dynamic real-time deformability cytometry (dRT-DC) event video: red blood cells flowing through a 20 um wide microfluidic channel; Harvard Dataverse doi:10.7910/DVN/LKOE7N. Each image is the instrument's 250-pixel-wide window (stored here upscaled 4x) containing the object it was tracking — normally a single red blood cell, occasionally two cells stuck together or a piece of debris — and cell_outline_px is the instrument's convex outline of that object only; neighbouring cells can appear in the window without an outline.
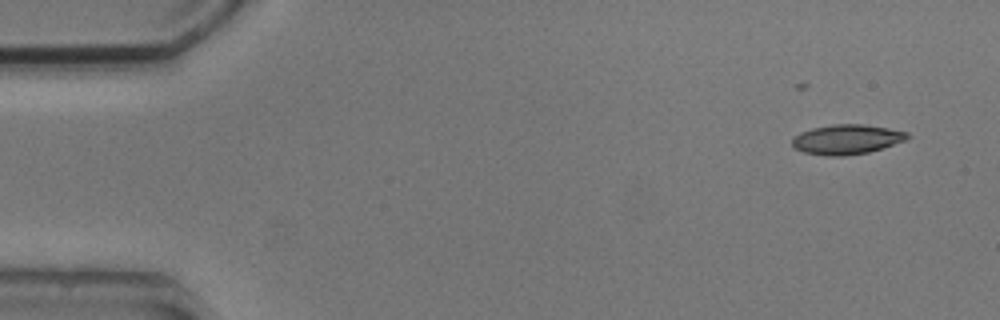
{"species": "common noctule bat (a hibernating species)", "species_latin": "Nyctalus noctula", "temperature_condition": "cold", "stored_images_in_passage": 5, "camera_frame_rate_fps": 3000, "um_per_image_px": 0.085, "animal": {"sex": "male", "body_mass_g": 20.5, "forearm_length_mm": 52.5}, "frame": {"image": 1, "passage_image": 2, "time_ms": 1.333, "image_size_px": [1000, 320], "cell_outline_px": [[908, 136], [904, 140], [868, 152], [844, 156], [828, 156], [804, 152], [792, 148], [792, 140], [800, 132], [812, 128], [832, 124], [864, 124], [888, 128], [908, 132]], "centroid_in_image_um": [71.91, 11.84], "position_along_channel_um": 13.1, "area_um2": 19.77}}
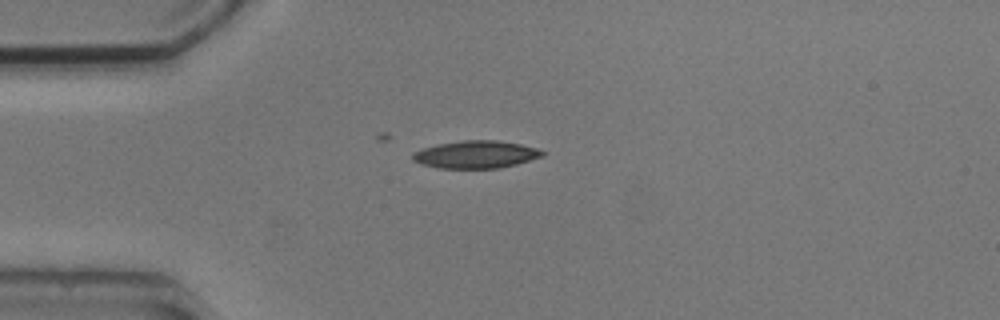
{"frame": {"image": 2, "passage_image": 5, "time_ms": 4.667, "image_size_px": [1000, 320], "cell_outline_px": [[544, 156], [516, 164], [500, 168], [440, 168], [420, 164], [412, 160], [412, 152], [424, 148], [440, 144], [464, 140], [496, 140], [520, 144], [536, 148], [544, 152]], "centroid_in_image_um": [40.44, 13.13], "position_along_channel_um": 44.6, "area_um2": 20.69}}